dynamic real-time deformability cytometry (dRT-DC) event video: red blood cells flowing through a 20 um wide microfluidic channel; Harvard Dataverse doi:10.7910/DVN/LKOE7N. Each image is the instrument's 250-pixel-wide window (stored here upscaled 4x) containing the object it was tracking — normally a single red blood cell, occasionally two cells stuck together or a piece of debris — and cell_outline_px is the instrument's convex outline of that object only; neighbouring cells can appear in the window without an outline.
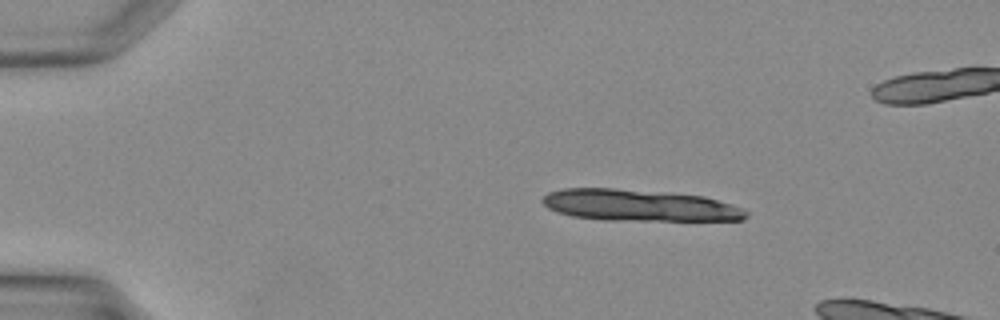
{"species": "Egyptian fruit bat (a non-hibernating species)", "species_latin": "Rousettus aegyptiacus", "temperature_condition": "warm", "stored_images_in_passage": 30, "camera_frame_rate_fps": 3000, "um_per_image_px": 0.085, "animal": {"sex": "female"}, "frame": {"image": 1, "passage_image": 1, "time_ms": 0.0, "image_size_px": [1000, 320], "cell_outline_px": [[748, 216], [744, 220], [604, 220], [572, 216], [556, 212], [548, 208], [540, 200], [548, 192], [564, 188], [616, 188], [664, 192], [704, 196], [744, 208], [748, 212]], "centroid_in_image_um": [54.32, 17.45], "position_along_channel_um": 30.7, "area_um2": 37.57}}
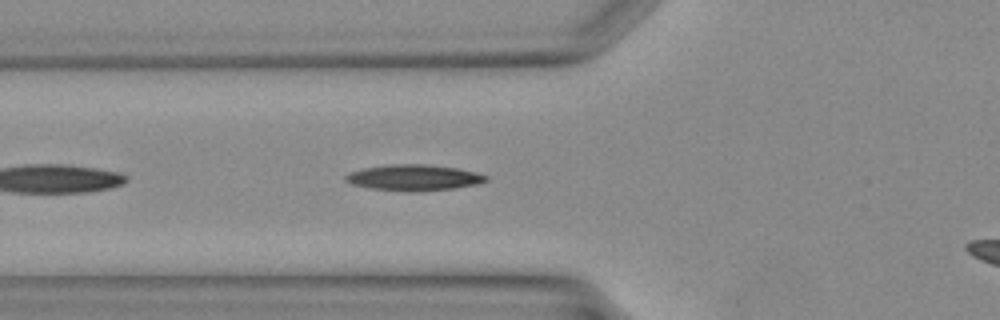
{"frame": {"image": 2, "passage_image": 9, "time_ms": 2.667, "image_size_px": [1000, 320], "cell_outline_px": [[488, 180], [480, 184], [452, 188], [412, 192], [408, 192], [372, 188], [352, 184], [344, 180], [344, 176], [348, 172], [360, 168], [388, 164], [424, 164], [456, 168], [476, 172], [488, 176]], "centroid_in_image_um": [35.14, 15.09], "position_along_channel_um": 90.7, "area_um2": 21.39}}